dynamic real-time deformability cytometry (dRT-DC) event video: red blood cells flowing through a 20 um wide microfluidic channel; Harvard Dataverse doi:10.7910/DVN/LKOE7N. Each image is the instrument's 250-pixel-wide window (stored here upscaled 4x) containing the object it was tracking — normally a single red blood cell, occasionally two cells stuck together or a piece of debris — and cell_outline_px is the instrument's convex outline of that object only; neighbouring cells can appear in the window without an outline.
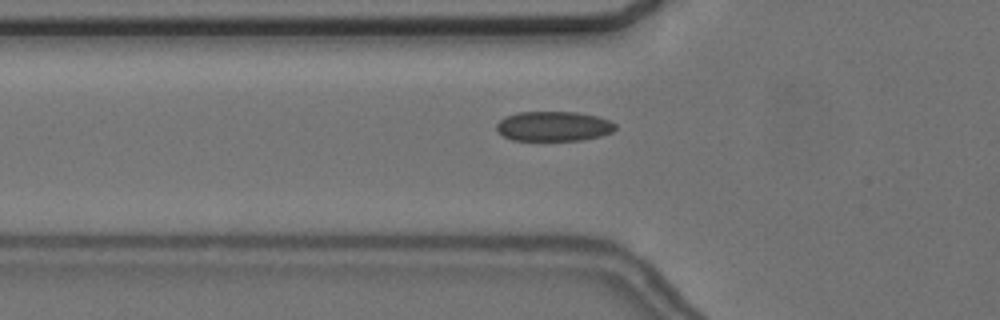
{"species": "common noctule bat (a hibernating species)", "species_latin": "Nyctalus noctula", "temperature_condition": "cold", "stored_images_in_passage": 57, "camera_frame_rate_fps": 3000, "um_per_image_px": 0.085, "animal": {"sex": "female", "body_mass_g": 24.6, "forearm_length_mm": 56.2}, "frame": {"image": 1, "passage_image": 20, "time_ms": 6.333, "image_size_px": [1000, 320], "cell_outline_px": [[616, 128], [612, 132], [600, 136], [580, 140], [512, 140], [504, 136], [496, 128], [496, 124], [504, 116], [520, 112], [576, 112], [596, 116], [608, 120], [616, 124]], "centroid_in_image_um": [47.05, 10.73], "position_along_channel_um": 78.8, "area_um2": 20.52}}
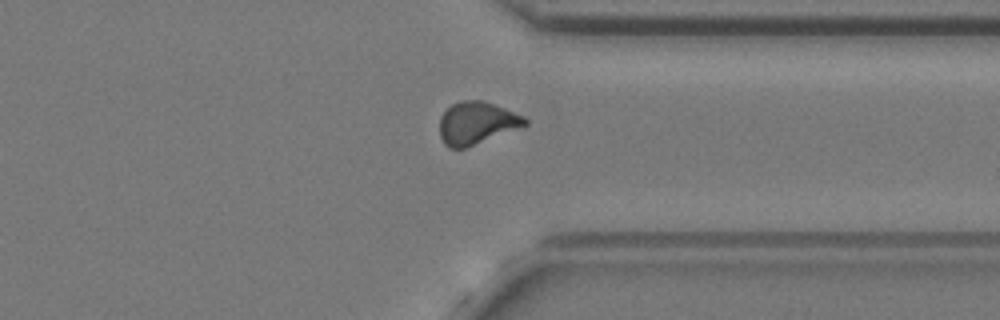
{"frame": {"image": 2, "passage_image": 44, "time_ms": 14.333, "image_size_px": [1000, 320], "cell_outline_px": [[528, 124], [464, 148], [448, 148], [444, 144], [440, 136], [440, 116], [452, 104], [460, 100], [484, 100], [524, 116], [528, 120]], "centroid_in_image_um": [40.49, 10.44], "position_along_channel_um": 370.9, "area_um2": 20.87}}
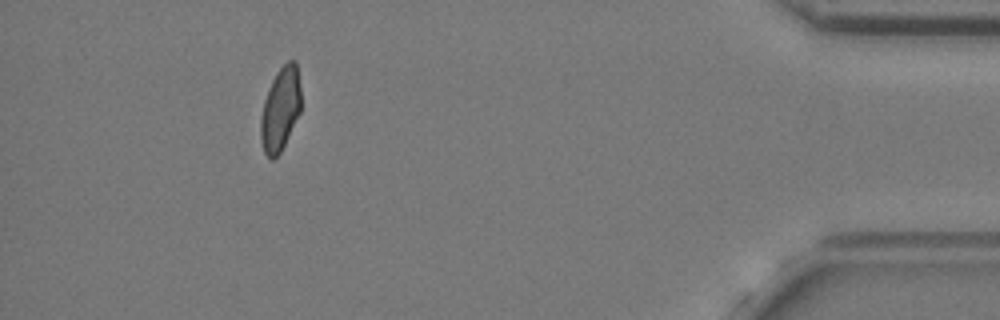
{"frame": {"image": 3, "passage_image": 52, "time_ms": 17.0, "image_size_px": [1000, 320], "cell_outline_px": [[300, 112], [280, 152], [272, 160], [264, 152], [260, 140], [260, 116], [264, 100], [268, 88], [276, 72], [288, 60], [296, 60], [300, 84]], "centroid_in_image_um": [23.81, 9.25], "position_along_channel_um": 411.4, "area_um2": 19.59}, "authors_computed_cell_mechanics": {"area_um2": 20.519, "velocity_mm_per_s": 3.6587, "shape_relaxation_time_tau1_ms": 6.5331, "shape_relaxation_time_tau2_ms": 0.9113, "deformation_change_tau1": 0.1157, "deformation_change_tau2": 0.0654}}